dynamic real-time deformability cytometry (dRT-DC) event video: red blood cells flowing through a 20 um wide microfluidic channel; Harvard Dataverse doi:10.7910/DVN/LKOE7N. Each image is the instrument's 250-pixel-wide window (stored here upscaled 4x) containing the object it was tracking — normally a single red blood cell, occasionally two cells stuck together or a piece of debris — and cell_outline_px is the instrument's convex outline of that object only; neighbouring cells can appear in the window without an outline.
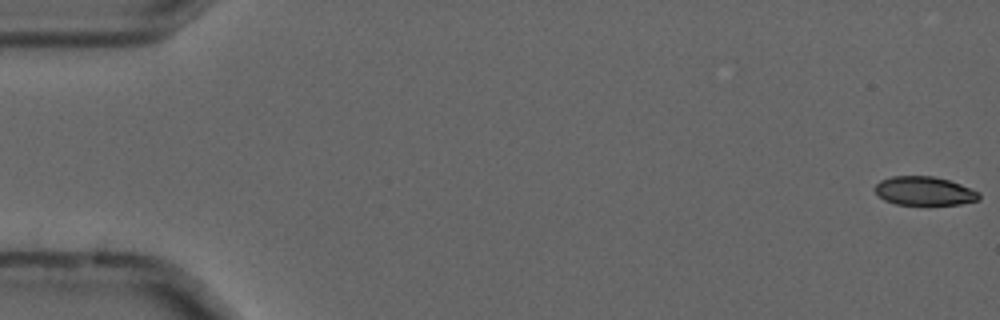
{"species": "common noctule bat (a hibernating species)", "species_latin": "Nyctalus noctula", "temperature_condition": "cold", "stored_images_in_passage": 55, "camera_frame_rate_fps": 3000, "um_per_image_px": 0.085, "animal": {"sex": "male", "forearm_length_mm": 52.5}, "frame": {"image": 1, "passage_image": 1, "time_ms": 0.0, "image_size_px": [1000, 320], "cell_outline_px": [[980, 200], [960, 204], [896, 204], [884, 200], [872, 188], [880, 180], [892, 176], [932, 176], [948, 180], [960, 184], [980, 192]], "centroid_in_image_um": [78.56, 16.23], "position_along_channel_um": 6.4, "area_um2": 17.4}}
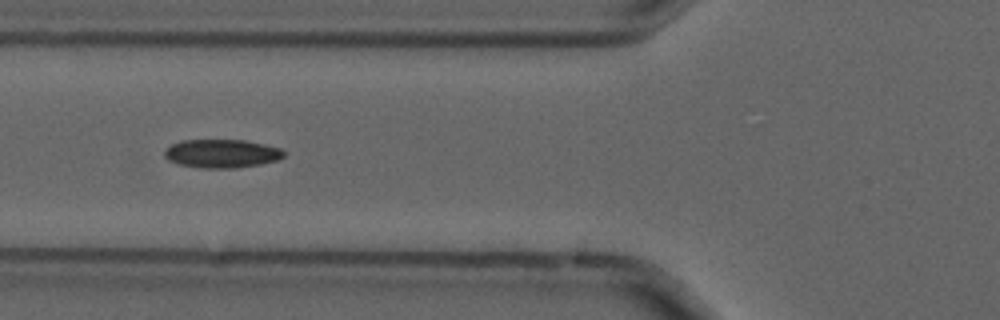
{"frame": {"image": 2, "passage_image": 21, "time_ms": 6.667, "image_size_px": [1000, 320], "cell_outline_px": [[284, 156], [276, 160], [260, 164], [236, 168], [200, 168], [176, 164], [168, 160], [164, 156], [164, 148], [180, 140], [244, 140], [264, 144], [280, 148], [284, 152]], "centroid_in_image_um": [18.79, 13.05], "position_along_channel_um": 107.0, "area_um2": 19.94}}
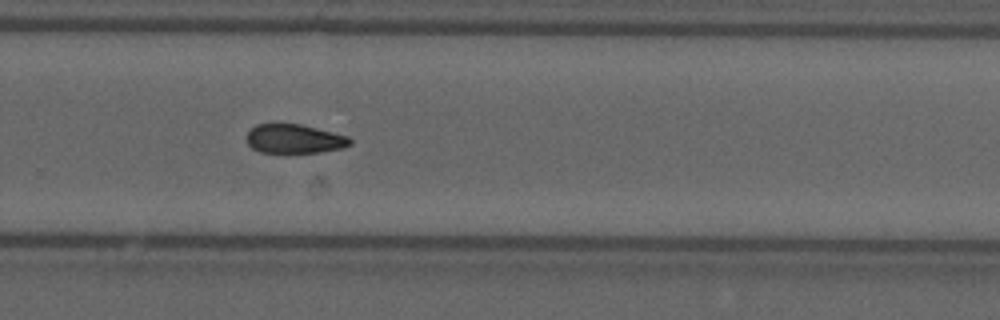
{"frame": {"image": 3, "passage_image": 37, "time_ms": 12.0, "image_size_px": [1000, 320], "cell_outline_px": [[352, 144], [344, 148], [320, 152], [260, 152], [252, 148], [248, 144], [248, 132], [256, 124], [300, 124], [348, 136], [352, 140]], "centroid_in_image_um": [25.05, 11.8], "position_along_channel_um": 304.7, "area_um2": 17.34}}